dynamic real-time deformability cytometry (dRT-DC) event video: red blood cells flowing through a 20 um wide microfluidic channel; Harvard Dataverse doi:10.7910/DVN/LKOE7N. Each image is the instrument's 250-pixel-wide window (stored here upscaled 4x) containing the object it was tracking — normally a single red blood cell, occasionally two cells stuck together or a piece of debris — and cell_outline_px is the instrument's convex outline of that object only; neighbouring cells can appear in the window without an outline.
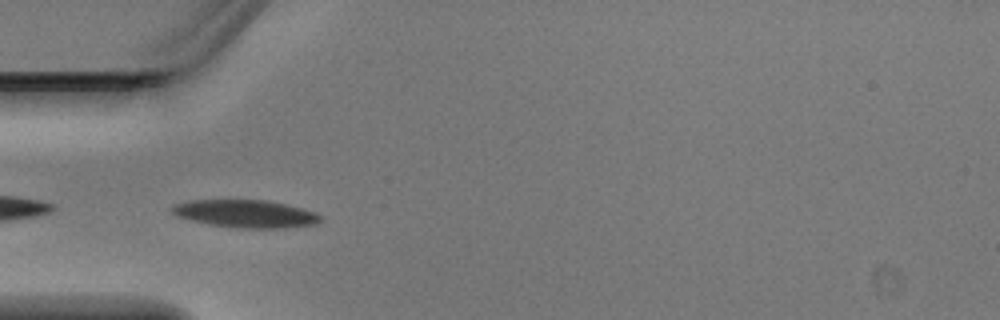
{"species": "Egyptian fruit bat (a non-hibernating species)", "species_latin": "Rousettus aegyptiacus", "temperature_condition": "warm", "stored_images_in_passage": 5, "camera_frame_rate_fps": 3000, "um_per_image_px": 0.085, "animal": {"sex": "male"}, "frame": {"image": 1, "passage_image": 5, "time_ms": 1.333, "image_size_px": [1000, 320], "cell_outline_px": [[320, 220], [312, 224], [284, 228], [236, 228], [208, 224], [176, 216], [168, 208], [172, 204], [188, 200], [264, 200], [304, 208], [316, 212], [320, 216]], "centroid_in_image_um": [20.8, 18.16], "position_along_channel_um": 64.2, "area_um2": 23.99}}